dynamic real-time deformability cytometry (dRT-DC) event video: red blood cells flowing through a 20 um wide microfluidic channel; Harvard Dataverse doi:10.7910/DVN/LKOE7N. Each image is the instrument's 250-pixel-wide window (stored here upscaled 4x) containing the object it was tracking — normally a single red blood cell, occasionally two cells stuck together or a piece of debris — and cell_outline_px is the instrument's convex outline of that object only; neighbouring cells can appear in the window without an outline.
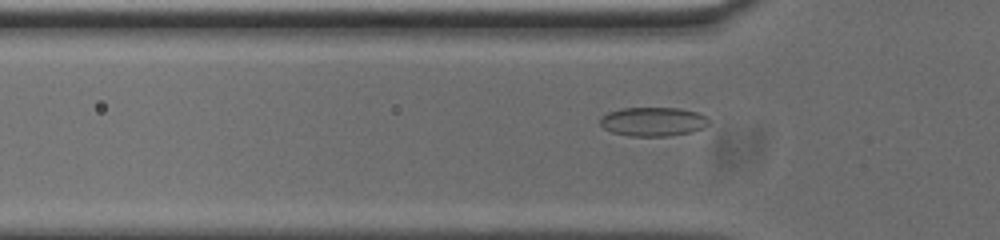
{"species": "common noctule bat (a hibernating species)", "species_latin": "Nyctalus noctula", "temperature_condition": "cold", "stored_images_in_passage": 53, "camera_frame_rate_fps": 3000, "um_per_image_px": 0.085, "animal": {"sex": "male", "body_mass_g": 20.0, "forearm_length_mm": 53.3}, "frame": {"image": 1, "passage_image": 16, "time_ms": 5.0, "image_size_px": [1000, 240], "cell_outline_px": [[708, 124], [704, 128], [692, 132], [668, 136], [628, 136], [612, 132], [604, 128], [600, 124], [600, 116], [608, 112], [620, 108], [680, 108], [696, 112], [704, 116], [708, 120]], "centroid_in_image_um": [55.48, 10.34], "position_along_channel_um": 70.3, "area_um2": 18.44}}
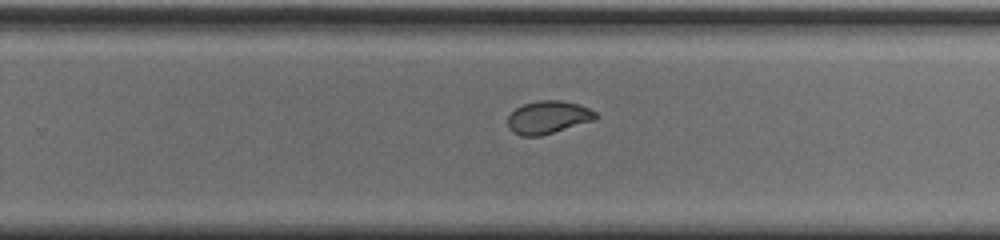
{"frame": {"image": 2, "passage_image": 33, "time_ms": 10.667, "image_size_px": [1000, 240], "cell_outline_px": [[596, 120], [540, 136], [520, 136], [512, 132], [508, 128], [508, 116], [516, 108], [524, 104], [540, 100], [560, 100], [580, 104], [596, 112]], "centroid_in_image_um": [46.59, 9.98], "position_along_channel_um": 283.2, "area_um2": 16.88}}
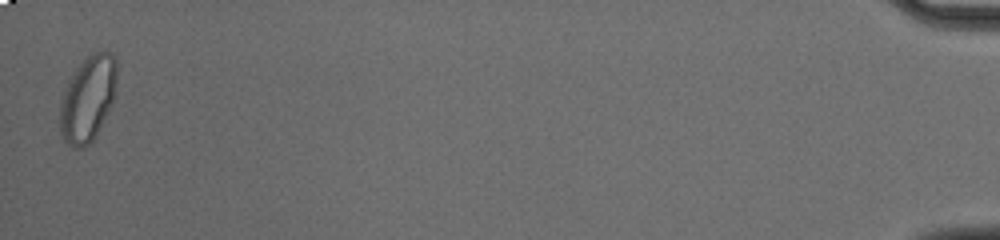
{"frame": {"image": 3, "passage_image": 53, "time_ms": 17.333, "image_size_px": [1000, 240], "cell_outline_px": [[116, 76], [112, 100], [96, 136], [88, 144], [80, 148], [76, 148], [68, 144], [64, 140], [60, 132], [60, 100], [68, 80], [72, 72], [92, 52], [112, 52], [116, 56]], "centroid_in_image_um": [7.43, 8.37], "position_along_channel_um": 427.8, "area_um2": 28.03}, "authors_computed_cell_mechanics": {"area_um2": 17.918, "velocity_mm_per_s": 3.7464, "shape_relaxation_time_tau1_ms": null, "shape_relaxation_time_tau2_ms": 1.1721, "deformation_change_tau1": null, "deformation_change_tau2": 0.0479}}